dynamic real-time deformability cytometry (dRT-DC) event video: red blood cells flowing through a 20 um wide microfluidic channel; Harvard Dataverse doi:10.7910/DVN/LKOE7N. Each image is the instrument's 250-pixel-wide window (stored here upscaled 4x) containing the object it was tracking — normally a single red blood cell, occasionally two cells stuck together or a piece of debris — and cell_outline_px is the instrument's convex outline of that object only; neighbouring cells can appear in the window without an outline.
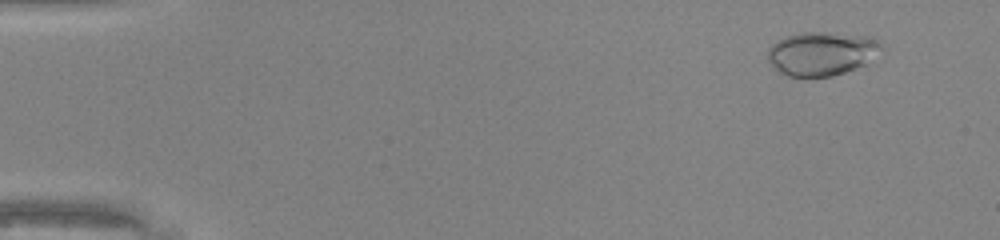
{"species": "common noctule bat (a hibernating species)", "species_latin": "Nyctalus noctula", "temperature_condition": "warm", "stored_images_in_passage": 48, "camera_frame_rate_fps": 3000, "um_per_image_px": 0.085, "animal": {"sex": "male", "body_mass_g": 20.0, "forearm_length_mm": 53.3}, "frame": {"image": 1, "passage_image": 4, "time_ms": 1.0, "image_size_px": [1000, 240], "cell_outline_px": [[884, 48], [868, 64], [832, 76], [784, 76], [768, 60], [768, 48], [776, 40], [784, 36], [800, 32], [828, 32], [864, 36], [876, 40]], "centroid_in_image_um": [69.83, 4.54], "position_along_channel_um": 15.2, "area_um2": 29.07}}
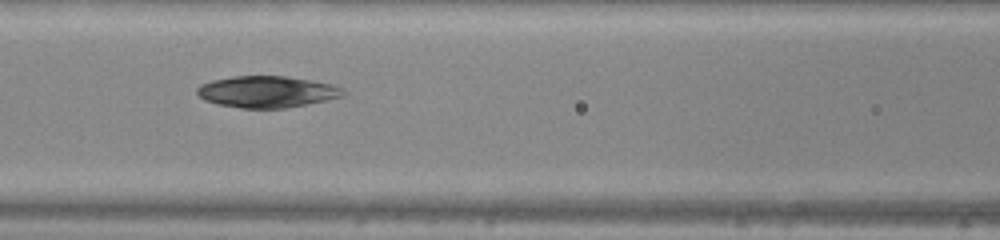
{"frame": {"image": 2, "passage_image": 22, "time_ms": 7.0, "image_size_px": [1000, 240], "cell_outline_px": [[348, 92], [344, 96], [284, 108], [240, 108], [216, 104], [204, 100], [196, 92], [196, 88], [200, 84], [212, 80], [232, 76], [284, 76], [332, 84], [344, 88]], "centroid_in_image_um": [22.67, 7.8], "position_along_channel_um": 143.9, "area_um2": 26.82}}
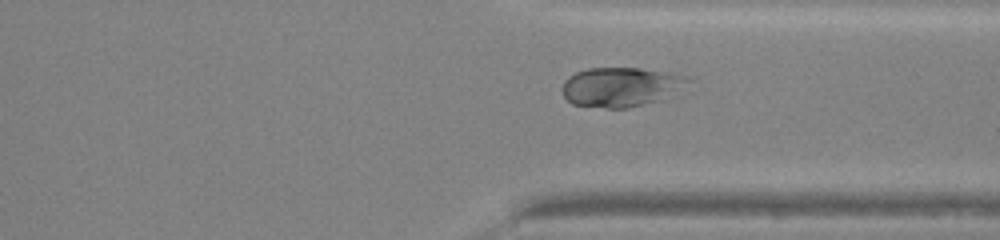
{"frame": {"image": 3, "passage_image": 37, "time_ms": 12.0, "image_size_px": [1000, 240], "cell_outline_px": [[692, 80], [684, 96], [628, 108], [608, 108], [572, 104], [564, 96], [560, 88], [564, 80], [568, 76], [576, 72], [588, 68], [640, 68], [688, 76]], "centroid_in_image_um": [52.94, 7.41], "position_along_channel_um": 358.5, "area_um2": 30.17}, "authors_computed_cell_mechanics": {"area_um2": 27.9174, "velocity_mm_per_s": 4.2911, "shape_relaxation_time_tau1_ms": 10.2408, "shape_relaxation_time_tau2_ms": 2.6993, "deformation_change_tau1": 0.2596, "deformation_change_tau2": 0.0465}}